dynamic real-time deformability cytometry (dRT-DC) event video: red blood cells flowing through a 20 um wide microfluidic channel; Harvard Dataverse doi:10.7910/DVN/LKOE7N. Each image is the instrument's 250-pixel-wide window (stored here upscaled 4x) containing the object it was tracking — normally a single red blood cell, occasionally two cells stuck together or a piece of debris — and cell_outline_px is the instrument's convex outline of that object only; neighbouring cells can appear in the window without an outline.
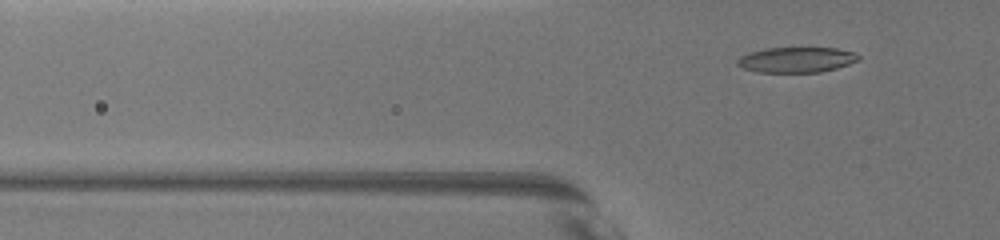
{"species": "common noctule bat (a hibernating species)", "species_latin": "Nyctalus noctula", "temperature_condition": "warm", "stored_images_in_passage": 23, "camera_frame_rate_fps": 3000, "um_per_image_px": 0.085, "animal": {"sex": "female", "body_mass_g": 19.5, "forearm_length_mm": 54.1}, "frame": {"image": 1, "passage_image": 12, "time_ms": 5.0, "image_size_px": [1000, 240], "cell_outline_px": [[860, 60], [836, 68], [820, 72], [760, 72], [740, 68], [736, 64], [736, 60], [740, 56], [748, 52], [764, 48], [836, 48], [856, 52], [860, 56]], "centroid_in_image_um": [67.67, 5.07], "position_along_channel_um": 58.1, "area_um2": 18.09}}
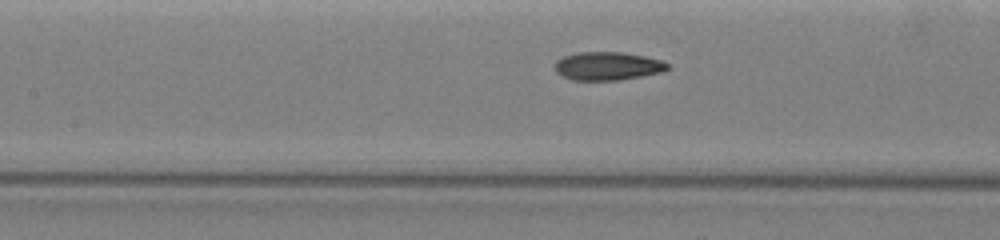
{"frame": {"image": 2, "passage_image": 20, "time_ms": 8.0, "image_size_px": [1000, 240], "cell_outline_px": [[672, 68], [660, 72], [620, 80], [572, 80], [556, 72], [556, 60], [564, 56], [580, 52], [620, 52], [644, 56], [664, 60], [672, 64]], "centroid_in_image_um": [51.71, 5.61], "position_along_channel_um": 155.7, "area_um2": 18.61}}
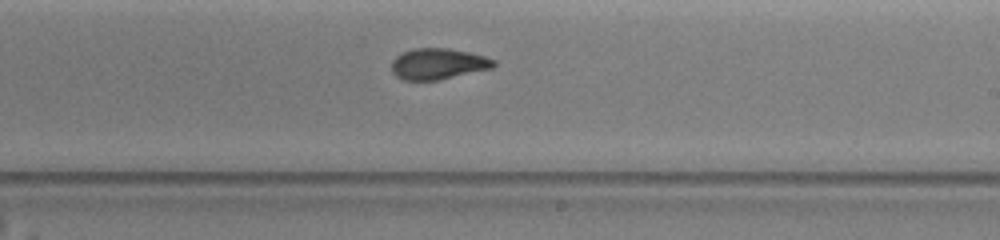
{"frame": {"image": 3, "passage_image": 23, "time_ms": 10.667, "image_size_px": [1000, 240], "cell_outline_px": [[496, 64], [492, 68], [440, 80], [404, 80], [396, 76], [392, 72], [392, 60], [396, 56], [404, 52], [416, 48], [448, 48], [468, 52], [484, 56], [496, 60]], "centroid_in_image_um": [37.25, 5.43], "position_along_channel_um": 251.8, "area_um2": 18.44}}